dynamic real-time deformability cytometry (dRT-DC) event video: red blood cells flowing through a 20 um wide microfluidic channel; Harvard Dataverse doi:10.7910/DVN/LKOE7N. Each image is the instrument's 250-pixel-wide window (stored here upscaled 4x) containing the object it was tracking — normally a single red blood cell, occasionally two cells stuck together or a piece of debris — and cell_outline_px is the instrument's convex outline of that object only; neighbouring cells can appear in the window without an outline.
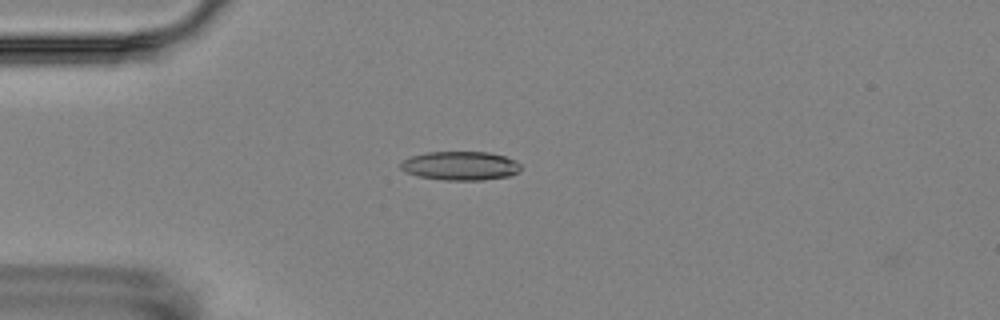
{"species": "Egyptian fruit bat (a non-hibernating species)", "species_latin": "Rousettus aegyptiacus", "temperature_condition": "room temperature", "stored_images_in_passage": 8, "camera_frame_rate_fps": 3000, "um_per_image_px": 0.085, "animal": {"sex": "female"}, "frame": {"image": 1, "passage_image": 4, "time_ms": 4.333, "image_size_px": [1000, 320], "cell_outline_px": [[520, 168], [516, 172], [508, 176], [484, 180], [444, 180], [420, 176], [408, 172], [400, 168], [400, 164], [408, 156], [424, 152], [488, 152], [504, 156], [516, 160], [520, 164]], "centroid_in_image_um": [39.12, 14.08], "position_along_channel_um": 45.9, "area_um2": 20.11}}
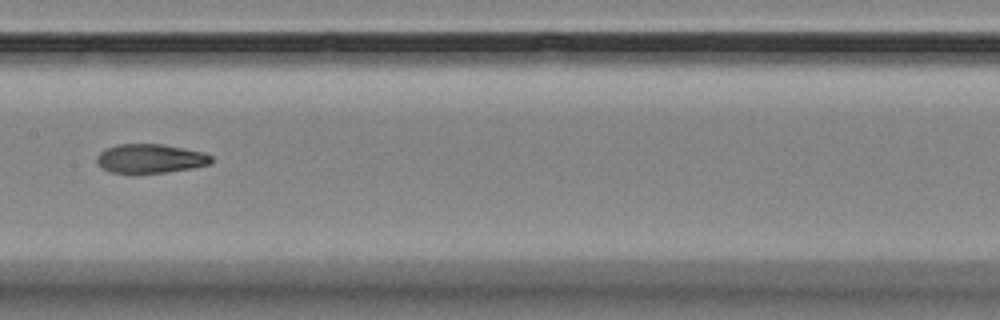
{"frame": {"image": 2, "passage_image": 8, "time_ms": 9.0, "image_size_px": [1000, 320], "cell_outline_px": [[212, 160], [208, 164], [192, 168], [164, 172], [112, 172], [100, 168], [96, 164], [96, 156], [104, 148], [120, 144], [160, 144], [184, 148], [204, 152], [212, 156]], "centroid_in_image_um": [12.73, 13.46], "position_along_channel_um": 194.7, "area_um2": 19.25}}